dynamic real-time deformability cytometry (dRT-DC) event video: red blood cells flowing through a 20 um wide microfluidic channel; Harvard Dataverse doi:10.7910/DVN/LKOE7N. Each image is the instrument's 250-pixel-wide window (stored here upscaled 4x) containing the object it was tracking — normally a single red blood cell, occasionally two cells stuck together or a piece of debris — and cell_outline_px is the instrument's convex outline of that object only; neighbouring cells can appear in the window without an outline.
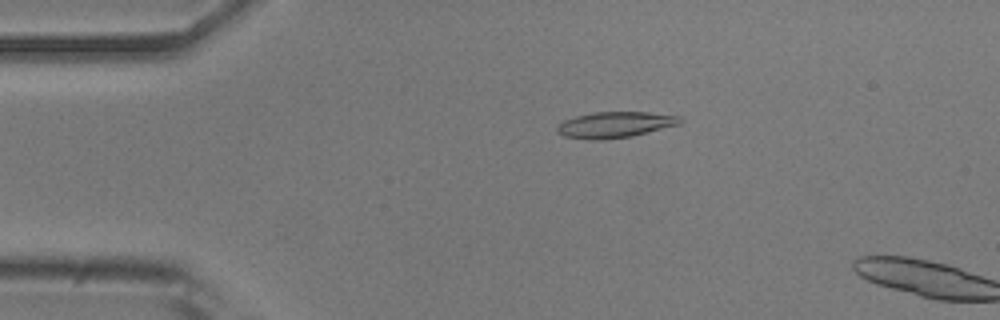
{"species": "common noctule bat (a hibernating species)", "species_latin": "Nyctalus noctula", "temperature_condition": "room temperature", "stored_images_in_passage": 12, "camera_frame_rate_fps": 3000, "um_per_image_px": 0.085, "animal": {"sex": "male", "body_mass_g": 20.5, "forearm_length_mm": 52.5}, "frame": {"image": 1, "passage_image": 10, "time_ms": 3.0, "image_size_px": [1000, 320], "cell_outline_px": [[684, 120], [680, 124], [632, 136], [604, 140], [588, 140], [564, 136], [556, 132], [556, 124], [564, 120], [576, 116], [592, 112], [648, 112], [680, 116]], "centroid_in_image_um": [52.25, 10.6], "position_along_channel_um": 32.8, "area_um2": 18.84}}